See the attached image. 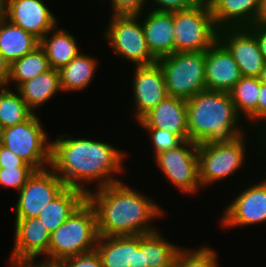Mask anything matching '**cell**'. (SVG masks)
Returning a JSON list of instances; mask_svg holds the SVG:
<instances>
[{
	"mask_svg": "<svg viewBox=\"0 0 266 267\" xmlns=\"http://www.w3.org/2000/svg\"><path fill=\"white\" fill-rule=\"evenodd\" d=\"M38 46H40L38 38L0 14V52L10 64L31 53Z\"/></svg>",
	"mask_w": 266,
	"mask_h": 267,
	"instance_id": "cell-23",
	"label": "cell"
},
{
	"mask_svg": "<svg viewBox=\"0 0 266 267\" xmlns=\"http://www.w3.org/2000/svg\"><path fill=\"white\" fill-rule=\"evenodd\" d=\"M62 267H103L100 255L95 250L60 261Z\"/></svg>",
	"mask_w": 266,
	"mask_h": 267,
	"instance_id": "cell-35",
	"label": "cell"
},
{
	"mask_svg": "<svg viewBox=\"0 0 266 267\" xmlns=\"http://www.w3.org/2000/svg\"><path fill=\"white\" fill-rule=\"evenodd\" d=\"M259 78H260L261 83L266 85V63H265L264 68L262 69V72Z\"/></svg>",
	"mask_w": 266,
	"mask_h": 267,
	"instance_id": "cell-44",
	"label": "cell"
},
{
	"mask_svg": "<svg viewBox=\"0 0 266 267\" xmlns=\"http://www.w3.org/2000/svg\"><path fill=\"white\" fill-rule=\"evenodd\" d=\"M173 21L175 52H205L218 40L219 29L207 1L173 12Z\"/></svg>",
	"mask_w": 266,
	"mask_h": 267,
	"instance_id": "cell-6",
	"label": "cell"
},
{
	"mask_svg": "<svg viewBox=\"0 0 266 267\" xmlns=\"http://www.w3.org/2000/svg\"><path fill=\"white\" fill-rule=\"evenodd\" d=\"M202 246L194 250L181 247L177 254L175 267H218L216 250L205 245Z\"/></svg>",
	"mask_w": 266,
	"mask_h": 267,
	"instance_id": "cell-31",
	"label": "cell"
},
{
	"mask_svg": "<svg viewBox=\"0 0 266 267\" xmlns=\"http://www.w3.org/2000/svg\"><path fill=\"white\" fill-rule=\"evenodd\" d=\"M33 112L28 108L20 93L10 86L0 87V126L7 128L26 121Z\"/></svg>",
	"mask_w": 266,
	"mask_h": 267,
	"instance_id": "cell-30",
	"label": "cell"
},
{
	"mask_svg": "<svg viewBox=\"0 0 266 267\" xmlns=\"http://www.w3.org/2000/svg\"><path fill=\"white\" fill-rule=\"evenodd\" d=\"M133 85L134 116L138 122L162 100L168 97L164 75L160 65L135 66Z\"/></svg>",
	"mask_w": 266,
	"mask_h": 267,
	"instance_id": "cell-15",
	"label": "cell"
},
{
	"mask_svg": "<svg viewBox=\"0 0 266 267\" xmlns=\"http://www.w3.org/2000/svg\"><path fill=\"white\" fill-rule=\"evenodd\" d=\"M247 28L256 36L260 51L266 62V27L259 24H254Z\"/></svg>",
	"mask_w": 266,
	"mask_h": 267,
	"instance_id": "cell-38",
	"label": "cell"
},
{
	"mask_svg": "<svg viewBox=\"0 0 266 267\" xmlns=\"http://www.w3.org/2000/svg\"><path fill=\"white\" fill-rule=\"evenodd\" d=\"M145 10L144 21L141 19L143 13H140V21L151 54L157 60L173 54L175 52L173 12L149 11L147 8Z\"/></svg>",
	"mask_w": 266,
	"mask_h": 267,
	"instance_id": "cell-20",
	"label": "cell"
},
{
	"mask_svg": "<svg viewBox=\"0 0 266 267\" xmlns=\"http://www.w3.org/2000/svg\"><path fill=\"white\" fill-rule=\"evenodd\" d=\"M12 267H34V260H14L9 259Z\"/></svg>",
	"mask_w": 266,
	"mask_h": 267,
	"instance_id": "cell-41",
	"label": "cell"
},
{
	"mask_svg": "<svg viewBox=\"0 0 266 267\" xmlns=\"http://www.w3.org/2000/svg\"><path fill=\"white\" fill-rule=\"evenodd\" d=\"M186 103L188 140L196 144L231 142L245 134L229 92L204 90Z\"/></svg>",
	"mask_w": 266,
	"mask_h": 267,
	"instance_id": "cell-3",
	"label": "cell"
},
{
	"mask_svg": "<svg viewBox=\"0 0 266 267\" xmlns=\"http://www.w3.org/2000/svg\"><path fill=\"white\" fill-rule=\"evenodd\" d=\"M33 167L13 151L0 144V168Z\"/></svg>",
	"mask_w": 266,
	"mask_h": 267,
	"instance_id": "cell-37",
	"label": "cell"
},
{
	"mask_svg": "<svg viewBox=\"0 0 266 267\" xmlns=\"http://www.w3.org/2000/svg\"><path fill=\"white\" fill-rule=\"evenodd\" d=\"M66 187L63 180L50 167L35 170L18 192V200L12 208L16 212V218L38 217L45 205Z\"/></svg>",
	"mask_w": 266,
	"mask_h": 267,
	"instance_id": "cell-11",
	"label": "cell"
},
{
	"mask_svg": "<svg viewBox=\"0 0 266 267\" xmlns=\"http://www.w3.org/2000/svg\"><path fill=\"white\" fill-rule=\"evenodd\" d=\"M98 64L95 57L80 52L58 70L62 92L68 93L87 88L92 83Z\"/></svg>",
	"mask_w": 266,
	"mask_h": 267,
	"instance_id": "cell-26",
	"label": "cell"
},
{
	"mask_svg": "<svg viewBox=\"0 0 266 267\" xmlns=\"http://www.w3.org/2000/svg\"><path fill=\"white\" fill-rule=\"evenodd\" d=\"M57 27L50 30L40 40V47L47 56L50 68L59 70L77 56L80 50L74 35Z\"/></svg>",
	"mask_w": 266,
	"mask_h": 267,
	"instance_id": "cell-25",
	"label": "cell"
},
{
	"mask_svg": "<svg viewBox=\"0 0 266 267\" xmlns=\"http://www.w3.org/2000/svg\"><path fill=\"white\" fill-rule=\"evenodd\" d=\"M114 14H139L145 12L147 0H109Z\"/></svg>",
	"mask_w": 266,
	"mask_h": 267,
	"instance_id": "cell-36",
	"label": "cell"
},
{
	"mask_svg": "<svg viewBox=\"0 0 266 267\" xmlns=\"http://www.w3.org/2000/svg\"><path fill=\"white\" fill-rule=\"evenodd\" d=\"M260 88V78L242 76V78L229 91V95L234 103L237 114L240 118L245 117V120H249L253 125L257 122V101L260 94Z\"/></svg>",
	"mask_w": 266,
	"mask_h": 267,
	"instance_id": "cell-27",
	"label": "cell"
},
{
	"mask_svg": "<svg viewBox=\"0 0 266 267\" xmlns=\"http://www.w3.org/2000/svg\"><path fill=\"white\" fill-rule=\"evenodd\" d=\"M148 131L149 137L151 138L154 156L160 152L174 149L181 145L184 141L178 136L169 132L165 129L157 128H143Z\"/></svg>",
	"mask_w": 266,
	"mask_h": 267,
	"instance_id": "cell-33",
	"label": "cell"
},
{
	"mask_svg": "<svg viewBox=\"0 0 266 267\" xmlns=\"http://www.w3.org/2000/svg\"><path fill=\"white\" fill-rule=\"evenodd\" d=\"M16 90L26 102L28 108L35 113L34 110L47 103L57 92L62 91L59 72L56 69L50 68L33 79L20 84Z\"/></svg>",
	"mask_w": 266,
	"mask_h": 267,
	"instance_id": "cell-24",
	"label": "cell"
},
{
	"mask_svg": "<svg viewBox=\"0 0 266 267\" xmlns=\"http://www.w3.org/2000/svg\"><path fill=\"white\" fill-rule=\"evenodd\" d=\"M95 249L103 267H146L143 235L99 236Z\"/></svg>",
	"mask_w": 266,
	"mask_h": 267,
	"instance_id": "cell-16",
	"label": "cell"
},
{
	"mask_svg": "<svg viewBox=\"0 0 266 267\" xmlns=\"http://www.w3.org/2000/svg\"><path fill=\"white\" fill-rule=\"evenodd\" d=\"M10 62L0 52V87L7 86L10 76Z\"/></svg>",
	"mask_w": 266,
	"mask_h": 267,
	"instance_id": "cell-40",
	"label": "cell"
},
{
	"mask_svg": "<svg viewBox=\"0 0 266 267\" xmlns=\"http://www.w3.org/2000/svg\"><path fill=\"white\" fill-rule=\"evenodd\" d=\"M64 136L51 140L49 167L67 187L88 193L90 188L85 186L92 181L97 183L96 188L122 181L114 176L124 172L126 152L106 142Z\"/></svg>",
	"mask_w": 266,
	"mask_h": 267,
	"instance_id": "cell-1",
	"label": "cell"
},
{
	"mask_svg": "<svg viewBox=\"0 0 266 267\" xmlns=\"http://www.w3.org/2000/svg\"><path fill=\"white\" fill-rule=\"evenodd\" d=\"M218 41L230 52L242 76L260 77L265 59L256 36L247 28H223Z\"/></svg>",
	"mask_w": 266,
	"mask_h": 267,
	"instance_id": "cell-13",
	"label": "cell"
},
{
	"mask_svg": "<svg viewBox=\"0 0 266 267\" xmlns=\"http://www.w3.org/2000/svg\"><path fill=\"white\" fill-rule=\"evenodd\" d=\"M93 191V192H92ZM87 200L95 209L99 236L143 235L157 231L150 225L164 210L152 199L120 181L90 190Z\"/></svg>",
	"mask_w": 266,
	"mask_h": 267,
	"instance_id": "cell-2",
	"label": "cell"
},
{
	"mask_svg": "<svg viewBox=\"0 0 266 267\" xmlns=\"http://www.w3.org/2000/svg\"><path fill=\"white\" fill-rule=\"evenodd\" d=\"M256 24L266 27V0L261 1V11L256 21Z\"/></svg>",
	"mask_w": 266,
	"mask_h": 267,
	"instance_id": "cell-42",
	"label": "cell"
},
{
	"mask_svg": "<svg viewBox=\"0 0 266 267\" xmlns=\"http://www.w3.org/2000/svg\"><path fill=\"white\" fill-rule=\"evenodd\" d=\"M98 238L96 212L92 204L86 200L50 234L48 261L60 262L93 251Z\"/></svg>",
	"mask_w": 266,
	"mask_h": 267,
	"instance_id": "cell-4",
	"label": "cell"
},
{
	"mask_svg": "<svg viewBox=\"0 0 266 267\" xmlns=\"http://www.w3.org/2000/svg\"><path fill=\"white\" fill-rule=\"evenodd\" d=\"M168 96L188 100L206 90L205 52H174L159 58Z\"/></svg>",
	"mask_w": 266,
	"mask_h": 267,
	"instance_id": "cell-5",
	"label": "cell"
},
{
	"mask_svg": "<svg viewBox=\"0 0 266 267\" xmlns=\"http://www.w3.org/2000/svg\"><path fill=\"white\" fill-rule=\"evenodd\" d=\"M1 134H2V128L0 126V142H1Z\"/></svg>",
	"mask_w": 266,
	"mask_h": 267,
	"instance_id": "cell-45",
	"label": "cell"
},
{
	"mask_svg": "<svg viewBox=\"0 0 266 267\" xmlns=\"http://www.w3.org/2000/svg\"><path fill=\"white\" fill-rule=\"evenodd\" d=\"M50 69L47 56L44 50L38 46L34 51L24 55L22 58L13 61L10 65V76L7 87L14 82L17 88L27 80L33 79Z\"/></svg>",
	"mask_w": 266,
	"mask_h": 267,
	"instance_id": "cell-29",
	"label": "cell"
},
{
	"mask_svg": "<svg viewBox=\"0 0 266 267\" xmlns=\"http://www.w3.org/2000/svg\"><path fill=\"white\" fill-rule=\"evenodd\" d=\"M142 128L165 129L188 140L186 100L172 96L166 97L139 121Z\"/></svg>",
	"mask_w": 266,
	"mask_h": 267,
	"instance_id": "cell-19",
	"label": "cell"
},
{
	"mask_svg": "<svg viewBox=\"0 0 266 267\" xmlns=\"http://www.w3.org/2000/svg\"><path fill=\"white\" fill-rule=\"evenodd\" d=\"M86 200L87 193L84 191L78 188L66 187L58 196L45 205L38 217L51 234Z\"/></svg>",
	"mask_w": 266,
	"mask_h": 267,
	"instance_id": "cell-22",
	"label": "cell"
},
{
	"mask_svg": "<svg viewBox=\"0 0 266 267\" xmlns=\"http://www.w3.org/2000/svg\"><path fill=\"white\" fill-rule=\"evenodd\" d=\"M147 2L148 4L152 2L151 6L153 5V8L150 6L149 10L152 9L159 12H175L193 8L202 2V0H147Z\"/></svg>",
	"mask_w": 266,
	"mask_h": 267,
	"instance_id": "cell-34",
	"label": "cell"
},
{
	"mask_svg": "<svg viewBox=\"0 0 266 267\" xmlns=\"http://www.w3.org/2000/svg\"><path fill=\"white\" fill-rule=\"evenodd\" d=\"M36 114L15 126L3 128L0 144L41 170L50 166L51 141Z\"/></svg>",
	"mask_w": 266,
	"mask_h": 267,
	"instance_id": "cell-7",
	"label": "cell"
},
{
	"mask_svg": "<svg viewBox=\"0 0 266 267\" xmlns=\"http://www.w3.org/2000/svg\"><path fill=\"white\" fill-rule=\"evenodd\" d=\"M261 121L266 124V85L262 83L257 101V123Z\"/></svg>",
	"mask_w": 266,
	"mask_h": 267,
	"instance_id": "cell-39",
	"label": "cell"
},
{
	"mask_svg": "<svg viewBox=\"0 0 266 267\" xmlns=\"http://www.w3.org/2000/svg\"><path fill=\"white\" fill-rule=\"evenodd\" d=\"M214 23L223 28H241L256 24L262 0H206Z\"/></svg>",
	"mask_w": 266,
	"mask_h": 267,
	"instance_id": "cell-21",
	"label": "cell"
},
{
	"mask_svg": "<svg viewBox=\"0 0 266 267\" xmlns=\"http://www.w3.org/2000/svg\"><path fill=\"white\" fill-rule=\"evenodd\" d=\"M198 146L187 140L174 149L153 156L166 179L186 195L203 189L199 180Z\"/></svg>",
	"mask_w": 266,
	"mask_h": 267,
	"instance_id": "cell-10",
	"label": "cell"
},
{
	"mask_svg": "<svg viewBox=\"0 0 266 267\" xmlns=\"http://www.w3.org/2000/svg\"><path fill=\"white\" fill-rule=\"evenodd\" d=\"M42 261H40V262L37 261L36 262L34 260V267H62V265L60 264V262H51V261H46V260H42Z\"/></svg>",
	"mask_w": 266,
	"mask_h": 267,
	"instance_id": "cell-43",
	"label": "cell"
},
{
	"mask_svg": "<svg viewBox=\"0 0 266 267\" xmlns=\"http://www.w3.org/2000/svg\"><path fill=\"white\" fill-rule=\"evenodd\" d=\"M35 170L34 167L0 168V186L19 192Z\"/></svg>",
	"mask_w": 266,
	"mask_h": 267,
	"instance_id": "cell-32",
	"label": "cell"
},
{
	"mask_svg": "<svg viewBox=\"0 0 266 267\" xmlns=\"http://www.w3.org/2000/svg\"><path fill=\"white\" fill-rule=\"evenodd\" d=\"M224 210L221 226H250L266 222V178L246 187Z\"/></svg>",
	"mask_w": 266,
	"mask_h": 267,
	"instance_id": "cell-14",
	"label": "cell"
},
{
	"mask_svg": "<svg viewBox=\"0 0 266 267\" xmlns=\"http://www.w3.org/2000/svg\"><path fill=\"white\" fill-rule=\"evenodd\" d=\"M243 134L231 142L201 143L198 146V169L201 187L212 186L234 175L245 163V137Z\"/></svg>",
	"mask_w": 266,
	"mask_h": 267,
	"instance_id": "cell-9",
	"label": "cell"
},
{
	"mask_svg": "<svg viewBox=\"0 0 266 267\" xmlns=\"http://www.w3.org/2000/svg\"><path fill=\"white\" fill-rule=\"evenodd\" d=\"M241 78L238 64L218 40L205 51L206 90L229 92Z\"/></svg>",
	"mask_w": 266,
	"mask_h": 267,
	"instance_id": "cell-18",
	"label": "cell"
},
{
	"mask_svg": "<svg viewBox=\"0 0 266 267\" xmlns=\"http://www.w3.org/2000/svg\"><path fill=\"white\" fill-rule=\"evenodd\" d=\"M139 19L140 13L111 15L103 37L118 57L129 60L135 66L151 65L157 59L148 48Z\"/></svg>",
	"mask_w": 266,
	"mask_h": 267,
	"instance_id": "cell-8",
	"label": "cell"
},
{
	"mask_svg": "<svg viewBox=\"0 0 266 267\" xmlns=\"http://www.w3.org/2000/svg\"><path fill=\"white\" fill-rule=\"evenodd\" d=\"M14 246L10 259L36 260L39 255L46 256L42 260L48 261V247L50 233L39 217L15 219Z\"/></svg>",
	"mask_w": 266,
	"mask_h": 267,
	"instance_id": "cell-17",
	"label": "cell"
},
{
	"mask_svg": "<svg viewBox=\"0 0 266 267\" xmlns=\"http://www.w3.org/2000/svg\"><path fill=\"white\" fill-rule=\"evenodd\" d=\"M167 240L158 230L143 234V259L146 267H175L181 248Z\"/></svg>",
	"mask_w": 266,
	"mask_h": 267,
	"instance_id": "cell-28",
	"label": "cell"
},
{
	"mask_svg": "<svg viewBox=\"0 0 266 267\" xmlns=\"http://www.w3.org/2000/svg\"><path fill=\"white\" fill-rule=\"evenodd\" d=\"M0 14L39 40L58 26L57 17L43 0H0Z\"/></svg>",
	"mask_w": 266,
	"mask_h": 267,
	"instance_id": "cell-12",
	"label": "cell"
}]
</instances>
